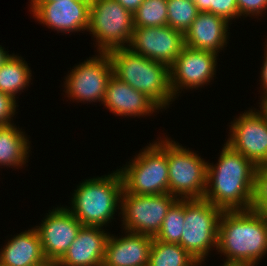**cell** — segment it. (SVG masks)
<instances>
[{
    "instance_id": "8",
    "label": "cell",
    "mask_w": 267,
    "mask_h": 266,
    "mask_svg": "<svg viewBox=\"0 0 267 266\" xmlns=\"http://www.w3.org/2000/svg\"><path fill=\"white\" fill-rule=\"evenodd\" d=\"M167 136L169 194L180 200L203 199L208 162Z\"/></svg>"
},
{
    "instance_id": "24",
    "label": "cell",
    "mask_w": 267,
    "mask_h": 266,
    "mask_svg": "<svg viewBox=\"0 0 267 266\" xmlns=\"http://www.w3.org/2000/svg\"><path fill=\"white\" fill-rule=\"evenodd\" d=\"M185 221V200L178 199L168 210L160 231L154 237L165 243L179 244Z\"/></svg>"
},
{
    "instance_id": "21",
    "label": "cell",
    "mask_w": 267,
    "mask_h": 266,
    "mask_svg": "<svg viewBox=\"0 0 267 266\" xmlns=\"http://www.w3.org/2000/svg\"><path fill=\"white\" fill-rule=\"evenodd\" d=\"M27 136L16 124L0 129V167L21 169L25 166L31 148Z\"/></svg>"
},
{
    "instance_id": "34",
    "label": "cell",
    "mask_w": 267,
    "mask_h": 266,
    "mask_svg": "<svg viewBox=\"0 0 267 266\" xmlns=\"http://www.w3.org/2000/svg\"><path fill=\"white\" fill-rule=\"evenodd\" d=\"M259 108L265 113V115L267 116V98L263 99L261 101V103L259 102Z\"/></svg>"
},
{
    "instance_id": "9",
    "label": "cell",
    "mask_w": 267,
    "mask_h": 266,
    "mask_svg": "<svg viewBox=\"0 0 267 266\" xmlns=\"http://www.w3.org/2000/svg\"><path fill=\"white\" fill-rule=\"evenodd\" d=\"M178 199L169 193L135 195L124 189L121 195L122 229L132 233L155 237L170 207Z\"/></svg>"
},
{
    "instance_id": "33",
    "label": "cell",
    "mask_w": 267,
    "mask_h": 266,
    "mask_svg": "<svg viewBox=\"0 0 267 266\" xmlns=\"http://www.w3.org/2000/svg\"><path fill=\"white\" fill-rule=\"evenodd\" d=\"M4 47L0 45V67L7 61V59L12 55L8 53Z\"/></svg>"
},
{
    "instance_id": "36",
    "label": "cell",
    "mask_w": 267,
    "mask_h": 266,
    "mask_svg": "<svg viewBox=\"0 0 267 266\" xmlns=\"http://www.w3.org/2000/svg\"><path fill=\"white\" fill-rule=\"evenodd\" d=\"M220 266H238V265H220Z\"/></svg>"
},
{
    "instance_id": "28",
    "label": "cell",
    "mask_w": 267,
    "mask_h": 266,
    "mask_svg": "<svg viewBox=\"0 0 267 266\" xmlns=\"http://www.w3.org/2000/svg\"><path fill=\"white\" fill-rule=\"evenodd\" d=\"M253 209L267 214V165L257 170Z\"/></svg>"
},
{
    "instance_id": "20",
    "label": "cell",
    "mask_w": 267,
    "mask_h": 266,
    "mask_svg": "<svg viewBox=\"0 0 267 266\" xmlns=\"http://www.w3.org/2000/svg\"><path fill=\"white\" fill-rule=\"evenodd\" d=\"M9 239L0 249L1 265L51 266L44 256L39 235L34 227Z\"/></svg>"
},
{
    "instance_id": "10",
    "label": "cell",
    "mask_w": 267,
    "mask_h": 266,
    "mask_svg": "<svg viewBox=\"0 0 267 266\" xmlns=\"http://www.w3.org/2000/svg\"><path fill=\"white\" fill-rule=\"evenodd\" d=\"M97 54L73 66L74 69L65 76L63 91L72 101L87 104L101 101L102 104L113 67L108 53Z\"/></svg>"
},
{
    "instance_id": "18",
    "label": "cell",
    "mask_w": 267,
    "mask_h": 266,
    "mask_svg": "<svg viewBox=\"0 0 267 266\" xmlns=\"http://www.w3.org/2000/svg\"><path fill=\"white\" fill-rule=\"evenodd\" d=\"M105 228L83 226L64 256L54 266H102L110 235Z\"/></svg>"
},
{
    "instance_id": "17",
    "label": "cell",
    "mask_w": 267,
    "mask_h": 266,
    "mask_svg": "<svg viewBox=\"0 0 267 266\" xmlns=\"http://www.w3.org/2000/svg\"><path fill=\"white\" fill-rule=\"evenodd\" d=\"M124 234L109 235L103 265L148 266L154 237L125 230Z\"/></svg>"
},
{
    "instance_id": "15",
    "label": "cell",
    "mask_w": 267,
    "mask_h": 266,
    "mask_svg": "<svg viewBox=\"0 0 267 266\" xmlns=\"http://www.w3.org/2000/svg\"><path fill=\"white\" fill-rule=\"evenodd\" d=\"M185 46L184 34L170 26L134 27L128 48L170 67Z\"/></svg>"
},
{
    "instance_id": "22",
    "label": "cell",
    "mask_w": 267,
    "mask_h": 266,
    "mask_svg": "<svg viewBox=\"0 0 267 266\" xmlns=\"http://www.w3.org/2000/svg\"><path fill=\"white\" fill-rule=\"evenodd\" d=\"M18 54H12L0 67V91L12 96L15 100L17 94L25 90L32 80V71L27 61Z\"/></svg>"
},
{
    "instance_id": "14",
    "label": "cell",
    "mask_w": 267,
    "mask_h": 266,
    "mask_svg": "<svg viewBox=\"0 0 267 266\" xmlns=\"http://www.w3.org/2000/svg\"><path fill=\"white\" fill-rule=\"evenodd\" d=\"M30 14L58 33L87 31L91 0L31 1Z\"/></svg>"
},
{
    "instance_id": "29",
    "label": "cell",
    "mask_w": 267,
    "mask_h": 266,
    "mask_svg": "<svg viewBox=\"0 0 267 266\" xmlns=\"http://www.w3.org/2000/svg\"><path fill=\"white\" fill-rule=\"evenodd\" d=\"M17 101L10 95L2 93L0 91V126H10L14 123L12 122L13 117L17 114Z\"/></svg>"
},
{
    "instance_id": "19",
    "label": "cell",
    "mask_w": 267,
    "mask_h": 266,
    "mask_svg": "<svg viewBox=\"0 0 267 266\" xmlns=\"http://www.w3.org/2000/svg\"><path fill=\"white\" fill-rule=\"evenodd\" d=\"M229 22L213 13L199 12L184 34L185 45L192 49L212 51L219 55L227 47Z\"/></svg>"
},
{
    "instance_id": "27",
    "label": "cell",
    "mask_w": 267,
    "mask_h": 266,
    "mask_svg": "<svg viewBox=\"0 0 267 266\" xmlns=\"http://www.w3.org/2000/svg\"><path fill=\"white\" fill-rule=\"evenodd\" d=\"M199 12H209L226 19L229 23L239 18L236 0H195Z\"/></svg>"
},
{
    "instance_id": "26",
    "label": "cell",
    "mask_w": 267,
    "mask_h": 266,
    "mask_svg": "<svg viewBox=\"0 0 267 266\" xmlns=\"http://www.w3.org/2000/svg\"><path fill=\"white\" fill-rule=\"evenodd\" d=\"M167 25L185 34L199 14L194 1L167 0Z\"/></svg>"
},
{
    "instance_id": "32",
    "label": "cell",
    "mask_w": 267,
    "mask_h": 266,
    "mask_svg": "<svg viewBox=\"0 0 267 266\" xmlns=\"http://www.w3.org/2000/svg\"><path fill=\"white\" fill-rule=\"evenodd\" d=\"M116 1L120 3L127 11L134 14L144 0H116Z\"/></svg>"
},
{
    "instance_id": "7",
    "label": "cell",
    "mask_w": 267,
    "mask_h": 266,
    "mask_svg": "<svg viewBox=\"0 0 267 266\" xmlns=\"http://www.w3.org/2000/svg\"><path fill=\"white\" fill-rule=\"evenodd\" d=\"M134 31L133 14L116 0H91L89 27L97 53L128 48Z\"/></svg>"
},
{
    "instance_id": "30",
    "label": "cell",
    "mask_w": 267,
    "mask_h": 266,
    "mask_svg": "<svg viewBox=\"0 0 267 266\" xmlns=\"http://www.w3.org/2000/svg\"><path fill=\"white\" fill-rule=\"evenodd\" d=\"M239 17H262L267 10V0H236ZM264 12V13H263Z\"/></svg>"
},
{
    "instance_id": "13",
    "label": "cell",
    "mask_w": 267,
    "mask_h": 266,
    "mask_svg": "<svg viewBox=\"0 0 267 266\" xmlns=\"http://www.w3.org/2000/svg\"><path fill=\"white\" fill-rule=\"evenodd\" d=\"M49 211L40 226L34 228L39 235L45 258L54 266L64 256L83 225L63 205Z\"/></svg>"
},
{
    "instance_id": "23",
    "label": "cell",
    "mask_w": 267,
    "mask_h": 266,
    "mask_svg": "<svg viewBox=\"0 0 267 266\" xmlns=\"http://www.w3.org/2000/svg\"><path fill=\"white\" fill-rule=\"evenodd\" d=\"M148 266H202L179 244L153 239Z\"/></svg>"
},
{
    "instance_id": "5",
    "label": "cell",
    "mask_w": 267,
    "mask_h": 266,
    "mask_svg": "<svg viewBox=\"0 0 267 266\" xmlns=\"http://www.w3.org/2000/svg\"><path fill=\"white\" fill-rule=\"evenodd\" d=\"M148 144L118 170L123 179V189L135 195L169 193L167 137H159Z\"/></svg>"
},
{
    "instance_id": "6",
    "label": "cell",
    "mask_w": 267,
    "mask_h": 266,
    "mask_svg": "<svg viewBox=\"0 0 267 266\" xmlns=\"http://www.w3.org/2000/svg\"><path fill=\"white\" fill-rule=\"evenodd\" d=\"M222 212L205 199L185 200V221L179 245L200 264L205 262L212 248L217 250Z\"/></svg>"
},
{
    "instance_id": "11",
    "label": "cell",
    "mask_w": 267,
    "mask_h": 266,
    "mask_svg": "<svg viewBox=\"0 0 267 266\" xmlns=\"http://www.w3.org/2000/svg\"><path fill=\"white\" fill-rule=\"evenodd\" d=\"M254 109L233 118L225 143L261 167L267 165V116L261 109Z\"/></svg>"
},
{
    "instance_id": "3",
    "label": "cell",
    "mask_w": 267,
    "mask_h": 266,
    "mask_svg": "<svg viewBox=\"0 0 267 266\" xmlns=\"http://www.w3.org/2000/svg\"><path fill=\"white\" fill-rule=\"evenodd\" d=\"M123 179L118 169L111 174L85 179L71 195L67 209L83 226H108L121 209ZM112 220V221H111Z\"/></svg>"
},
{
    "instance_id": "25",
    "label": "cell",
    "mask_w": 267,
    "mask_h": 266,
    "mask_svg": "<svg viewBox=\"0 0 267 266\" xmlns=\"http://www.w3.org/2000/svg\"><path fill=\"white\" fill-rule=\"evenodd\" d=\"M167 0H144L133 14L134 27L167 25Z\"/></svg>"
},
{
    "instance_id": "2",
    "label": "cell",
    "mask_w": 267,
    "mask_h": 266,
    "mask_svg": "<svg viewBox=\"0 0 267 266\" xmlns=\"http://www.w3.org/2000/svg\"><path fill=\"white\" fill-rule=\"evenodd\" d=\"M217 252L222 265L257 266L267 253V214L251 210L223 211Z\"/></svg>"
},
{
    "instance_id": "35",
    "label": "cell",
    "mask_w": 267,
    "mask_h": 266,
    "mask_svg": "<svg viewBox=\"0 0 267 266\" xmlns=\"http://www.w3.org/2000/svg\"><path fill=\"white\" fill-rule=\"evenodd\" d=\"M32 1H58V0H32Z\"/></svg>"
},
{
    "instance_id": "31",
    "label": "cell",
    "mask_w": 267,
    "mask_h": 266,
    "mask_svg": "<svg viewBox=\"0 0 267 266\" xmlns=\"http://www.w3.org/2000/svg\"><path fill=\"white\" fill-rule=\"evenodd\" d=\"M267 40V39H266ZM266 50V51H265ZM264 61H263V66L261 67V71H260V75H261V81L260 83L262 85H260V88H262L261 90H263V94H262V98H260L261 100H259L260 102L263 100V99H266L267 98V41H266V44H265V48H264Z\"/></svg>"
},
{
    "instance_id": "12",
    "label": "cell",
    "mask_w": 267,
    "mask_h": 266,
    "mask_svg": "<svg viewBox=\"0 0 267 266\" xmlns=\"http://www.w3.org/2000/svg\"><path fill=\"white\" fill-rule=\"evenodd\" d=\"M218 54L212 51L183 47L169 67L170 87L174 98L184 89H198L214 81ZM181 90V91H180Z\"/></svg>"
},
{
    "instance_id": "4",
    "label": "cell",
    "mask_w": 267,
    "mask_h": 266,
    "mask_svg": "<svg viewBox=\"0 0 267 266\" xmlns=\"http://www.w3.org/2000/svg\"><path fill=\"white\" fill-rule=\"evenodd\" d=\"M107 53L114 76L147 95L162 110L169 108L175 98L167 65L135 54L129 48H117Z\"/></svg>"
},
{
    "instance_id": "1",
    "label": "cell",
    "mask_w": 267,
    "mask_h": 266,
    "mask_svg": "<svg viewBox=\"0 0 267 266\" xmlns=\"http://www.w3.org/2000/svg\"><path fill=\"white\" fill-rule=\"evenodd\" d=\"M218 162L207 165V186L203 197L223 211L253 209L258 167L227 143Z\"/></svg>"
},
{
    "instance_id": "16",
    "label": "cell",
    "mask_w": 267,
    "mask_h": 266,
    "mask_svg": "<svg viewBox=\"0 0 267 266\" xmlns=\"http://www.w3.org/2000/svg\"><path fill=\"white\" fill-rule=\"evenodd\" d=\"M103 104L112 114L121 117H145L162 110L147 95L114 75L108 81Z\"/></svg>"
}]
</instances>
